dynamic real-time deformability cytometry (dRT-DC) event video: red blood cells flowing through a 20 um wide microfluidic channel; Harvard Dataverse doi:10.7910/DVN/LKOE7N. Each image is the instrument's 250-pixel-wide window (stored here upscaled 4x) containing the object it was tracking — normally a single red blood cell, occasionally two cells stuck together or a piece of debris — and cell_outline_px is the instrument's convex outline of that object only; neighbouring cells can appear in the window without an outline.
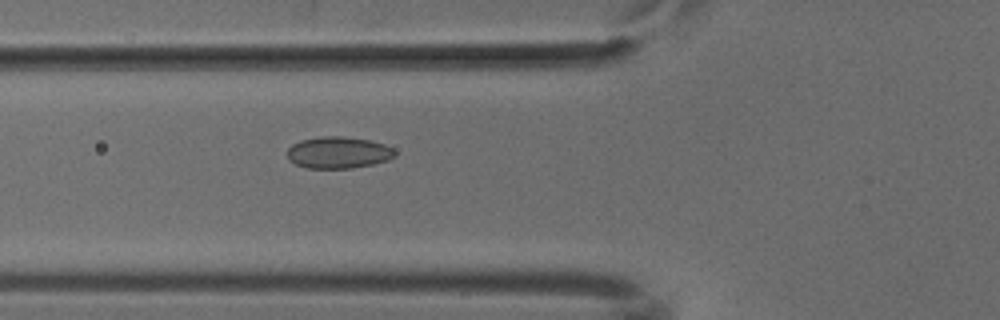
{"species": "common noctule bat (a hibernating species)", "species_latin": "Nyctalus noctula", "temperature_condition": "cold", "stored_images_in_passage": 52, "camera_frame_rate_fps": 3000, "um_per_image_px": 0.085, "animal": {"sex": "male", "body_mass_g": 18.8}, "frame": {"image": 1, "passage_image": 19, "time_ms": 6.0, "image_size_px": [1000, 320], "cell_outline_px": [[396, 156], [388, 160], [372, 164], [352, 168], [308, 168], [296, 164], [288, 160], [288, 148], [292, 144], [300, 140], [320, 136], [344, 136], [368, 140], [384, 144], [392, 148], [396, 152]], "centroid_in_image_um": [28.75, 12.96], "position_along_channel_um": 97.0, "area_um2": 19.94}}
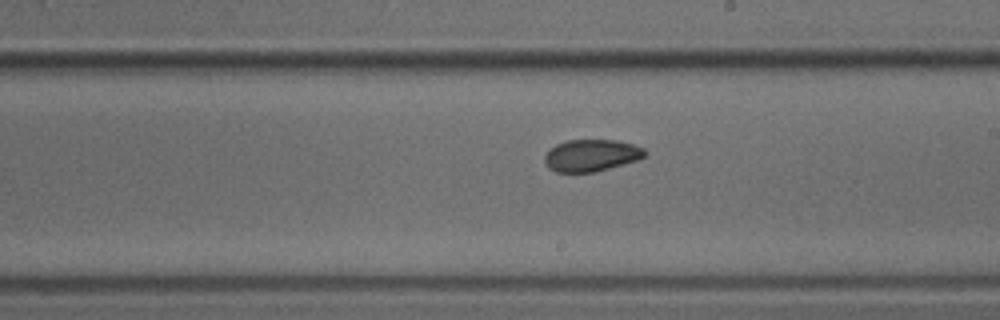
{"frame": {"image": 2, "passage_image": 30, "time_ms": 9.667, "image_size_px": [1000, 320], "cell_outline_px": [[648, 152], [640, 160], [592, 172], [556, 172], [548, 168], [544, 160], [544, 156], [556, 144], [568, 140], [616, 140], [632, 144], [644, 148]], "centroid_in_image_um": [50.28, 13.21], "position_along_channel_um": 238.7, "area_um2": 18.61}}
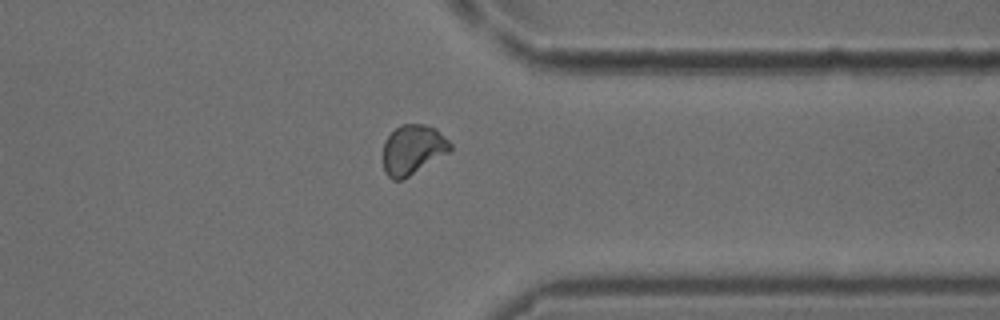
{"frame": {"image": 3, "passage_image": 41, "time_ms": 13.333, "image_size_px": [1000, 320], "cell_outline_px": [[452, 148], [448, 152], [408, 176], [400, 180], [392, 180], [384, 172], [384, 140], [400, 124], [424, 124], [436, 128], [452, 144]], "centroid_in_image_um": [35.07, 12.69], "position_along_channel_um": 376.3, "area_um2": 19.19}}